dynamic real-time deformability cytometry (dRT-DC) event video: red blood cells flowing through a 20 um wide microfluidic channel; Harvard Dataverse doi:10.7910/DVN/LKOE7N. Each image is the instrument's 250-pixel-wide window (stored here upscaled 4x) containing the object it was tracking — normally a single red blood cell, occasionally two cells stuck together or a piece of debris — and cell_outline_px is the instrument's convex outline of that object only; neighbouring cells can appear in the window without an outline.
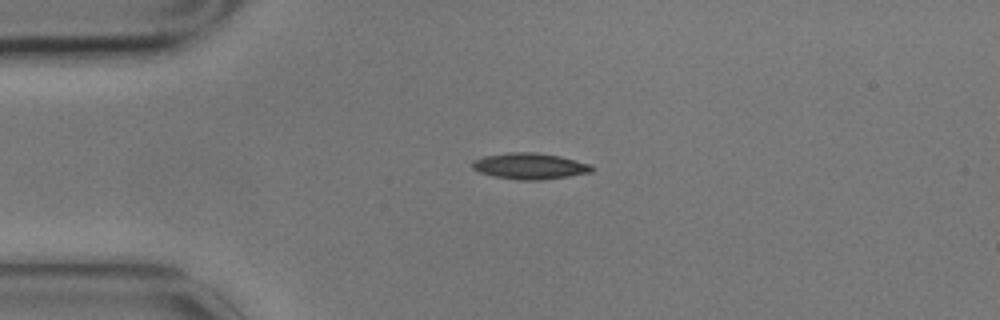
{"species": "common noctule bat (a hibernating species)", "species_latin": "Nyctalus noctula", "temperature_condition": "cold", "stored_images_in_passage": 4, "camera_frame_rate_fps": 3000, "um_per_image_px": 0.085, "animal": {"sex": "male", "body_mass_g": 17.9}, "frame": {"image": 1, "passage_image": 2, "time_ms": 0.333, "image_size_px": [1000, 320], "cell_outline_px": [[596, 168], [592, 172], [568, 176], [540, 180], [520, 180], [492, 176], [480, 172], [472, 168], [472, 160], [484, 156], [508, 152], [536, 152], [560, 156], [592, 164]], "centroid_in_image_um": [45.05, 14.11], "position_along_channel_um": 40.0, "area_um2": 18.38}}